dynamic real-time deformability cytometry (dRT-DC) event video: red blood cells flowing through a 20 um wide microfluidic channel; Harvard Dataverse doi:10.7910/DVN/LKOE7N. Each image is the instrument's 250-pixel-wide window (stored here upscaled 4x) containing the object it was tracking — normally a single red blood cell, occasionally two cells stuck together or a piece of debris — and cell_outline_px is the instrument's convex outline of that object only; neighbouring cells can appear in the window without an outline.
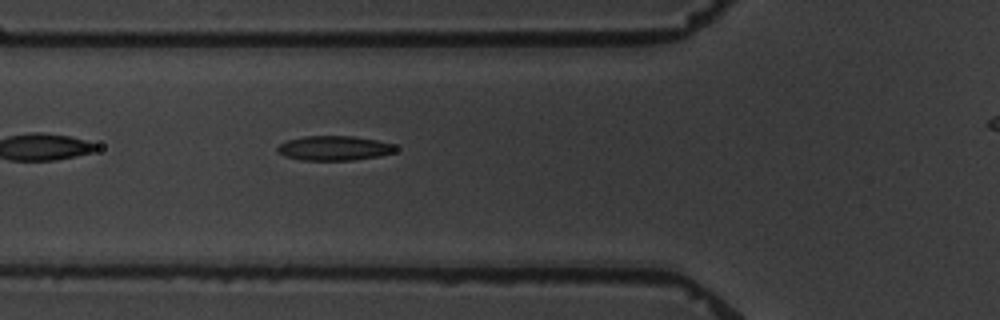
{"species": "common noctule bat (a hibernating species)", "species_latin": "Nyctalus noctula", "temperature_condition": "warm", "stored_images_in_passage": 5, "camera_frame_rate_fps": 3000, "um_per_image_px": 0.085, "animal": {"sex": "male", "body_mass_g": 19.5, "forearm_length_mm": 54.6}, "frame": {"image": 1, "passage_image": 4, "time_ms": 4.333, "image_size_px": [1000, 320], "cell_outline_px": [[396, 152], [380, 156], [352, 160], [300, 160], [284, 156], [276, 152], [276, 148], [280, 144], [288, 140], [304, 136], [352, 136], [376, 140], [396, 144]], "centroid_in_image_um": [28.41, 12.59], "position_along_channel_um": 97.4, "area_um2": 17.05}}